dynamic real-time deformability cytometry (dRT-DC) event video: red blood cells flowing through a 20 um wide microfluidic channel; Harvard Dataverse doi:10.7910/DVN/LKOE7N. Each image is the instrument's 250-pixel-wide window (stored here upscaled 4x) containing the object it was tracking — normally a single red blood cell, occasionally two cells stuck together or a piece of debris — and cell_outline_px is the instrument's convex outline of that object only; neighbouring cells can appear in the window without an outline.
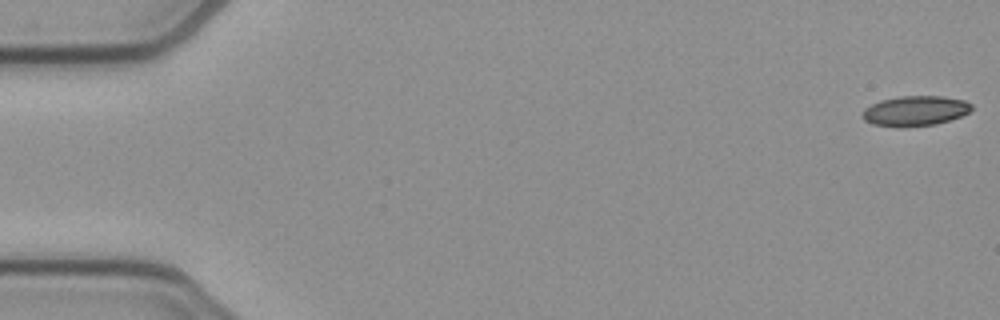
{"species": "common noctule bat (a hibernating species)", "species_latin": "Nyctalus noctula", "temperature_condition": "cold", "stored_images_in_passage": 9, "camera_frame_rate_fps": 3000, "um_per_image_px": 0.085, "animal": {"sex": "female", "body_mass_g": 21.9}, "frame": {"image": 1, "passage_image": 1, "time_ms": 0.0, "image_size_px": [1000, 320], "cell_outline_px": [[972, 108], [968, 112], [960, 116], [936, 124], [872, 124], [864, 120], [860, 116], [864, 108], [880, 100], [900, 96], [944, 96], [964, 100], [972, 104]], "centroid_in_image_um": [77.79, 9.37], "position_along_channel_um": 7.2, "area_um2": 18.38}}